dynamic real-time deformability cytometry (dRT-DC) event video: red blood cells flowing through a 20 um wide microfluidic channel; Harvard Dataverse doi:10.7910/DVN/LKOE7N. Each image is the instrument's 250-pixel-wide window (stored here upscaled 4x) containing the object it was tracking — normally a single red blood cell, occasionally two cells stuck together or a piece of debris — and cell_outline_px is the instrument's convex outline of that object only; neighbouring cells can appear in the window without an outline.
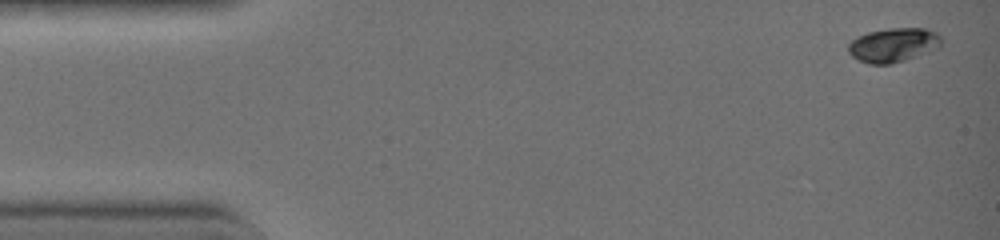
{"species": "common noctule bat (a hibernating species)", "species_latin": "Nyctalus noctula", "temperature_condition": "warm", "stored_images_in_passage": 9, "camera_frame_rate_fps": 3000, "um_per_image_px": 0.085, "animal": {"sex": "female", "body_mass_g": 19.0, "forearm_length_mm": 51.5}, "frame": {"image": 1, "passage_image": 1, "time_ms": 0.0, "image_size_px": [1000, 240], "cell_outline_px": [[944, 40], [940, 48], [904, 60], [888, 64], [868, 64], [852, 56], [848, 52], [848, 44], [852, 40], [868, 32], [888, 28], [924, 28], [936, 32]], "centroid_in_image_um": [75.97, 3.82], "position_along_channel_um": 9.0, "area_um2": 18.55}}
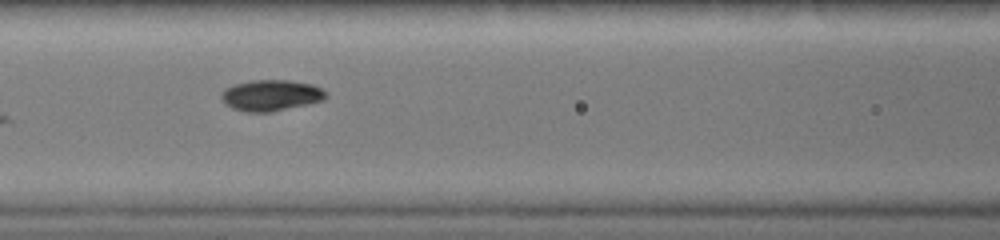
{"frame": {"image": 2, "passage_image": 7, "time_ms": 2.0, "image_size_px": [1000, 240], "cell_outline_px": [[328, 96], [324, 100], [268, 112], [248, 112], [232, 108], [220, 96], [220, 92], [224, 88], [232, 84], [252, 80], [288, 80], [312, 84], [320, 88]], "centroid_in_image_um": [23.0, 8.08], "position_along_channel_um": 143.6, "area_um2": 18.73}}
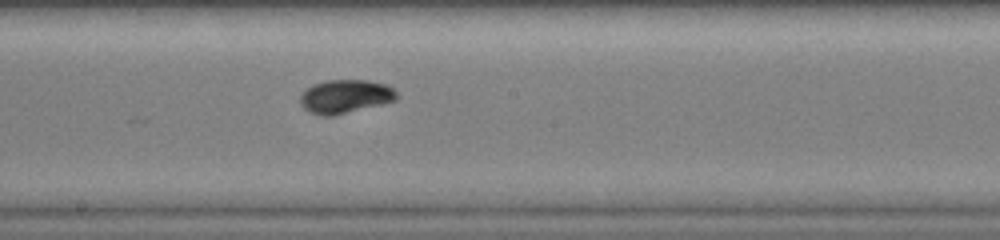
{"frame": {"image": 3, "passage_image": 9, "time_ms": 2.667, "image_size_px": [1000, 240], "cell_outline_px": [[396, 100], [332, 116], [320, 116], [304, 108], [300, 104], [300, 96], [312, 84], [324, 80], [368, 80], [388, 84], [396, 88]], "centroid_in_image_um": [29.36, 8.18], "position_along_channel_um": 218.8, "area_um2": 18.84}}